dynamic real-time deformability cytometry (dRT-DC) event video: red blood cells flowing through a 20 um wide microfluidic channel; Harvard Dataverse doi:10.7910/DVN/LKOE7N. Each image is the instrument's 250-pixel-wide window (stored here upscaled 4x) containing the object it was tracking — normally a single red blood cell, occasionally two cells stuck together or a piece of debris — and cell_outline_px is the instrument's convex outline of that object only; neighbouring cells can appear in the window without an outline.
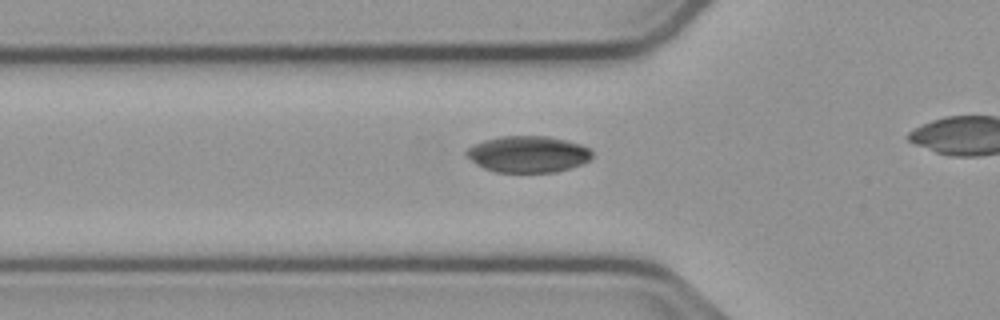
{"species": "common noctule bat (a hibernating species)", "species_latin": "Nyctalus noctula", "temperature_condition": "cold", "stored_images_in_passage": 24, "camera_frame_rate_fps": 3000, "um_per_image_px": 0.085, "animal": {"sex": "male", "body_mass_g": 23.1, "forearm_length_mm": 52.7}, "frame": {"image": 1, "passage_image": 2, "time_ms": 0.333, "image_size_px": [1000, 320], "cell_outline_px": [[592, 156], [588, 160], [580, 164], [556, 172], [496, 172], [484, 168], [476, 164], [464, 152], [472, 144], [484, 140], [500, 136], [548, 136], [580, 144], [588, 148], [592, 152]], "centroid_in_image_um": [44.84, 13.1], "position_along_channel_um": 81.0, "area_um2": 26.53}}
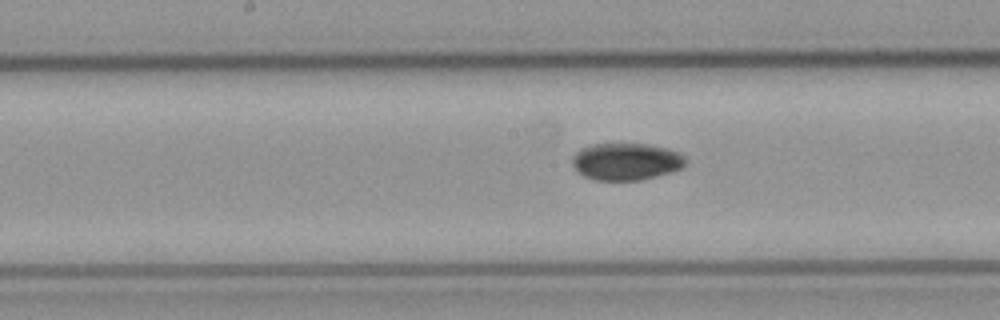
{"frame": {"image": 2, "passage_image": 11, "time_ms": 3.333, "image_size_px": [1000, 320], "cell_outline_px": [[684, 164], [680, 168], [656, 176], [640, 180], [592, 180], [584, 176], [572, 164], [572, 156], [580, 148], [592, 144], [652, 144], [668, 148], [680, 152], [684, 156]], "centroid_in_image_um": [53.2, 13.72], "position_along_channel_um": 195.0, "area_um2": 24.45}}
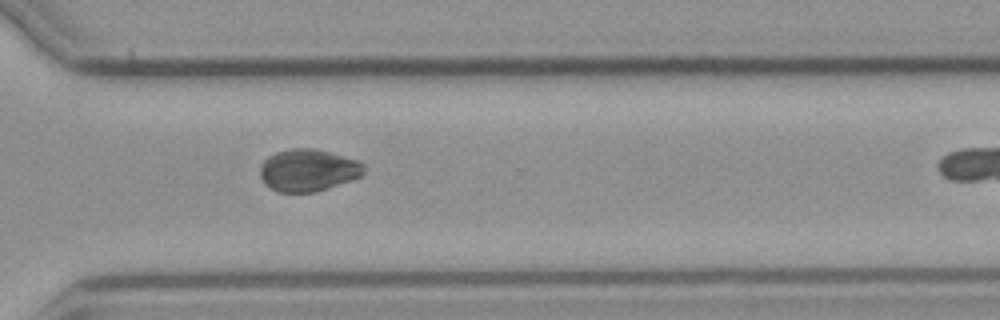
{"frame": {"image": 3, "passage_image": 23, "time_ms": 7.333, "image_size_px": [1000, 320], "cell_outline_px": [[364, 172], [360, 176], [316, 192], [280, 192], [272, 188], [260, 176], [260, 164], [268, 156], [276, 152], [292, 148], [312, 148], [328, 152], [356, 160], [364, 164]], "centroid_in_image_um": [26.17, 14.46], "position_along_channel_um": 344.4, "area_um2": 25.09}}